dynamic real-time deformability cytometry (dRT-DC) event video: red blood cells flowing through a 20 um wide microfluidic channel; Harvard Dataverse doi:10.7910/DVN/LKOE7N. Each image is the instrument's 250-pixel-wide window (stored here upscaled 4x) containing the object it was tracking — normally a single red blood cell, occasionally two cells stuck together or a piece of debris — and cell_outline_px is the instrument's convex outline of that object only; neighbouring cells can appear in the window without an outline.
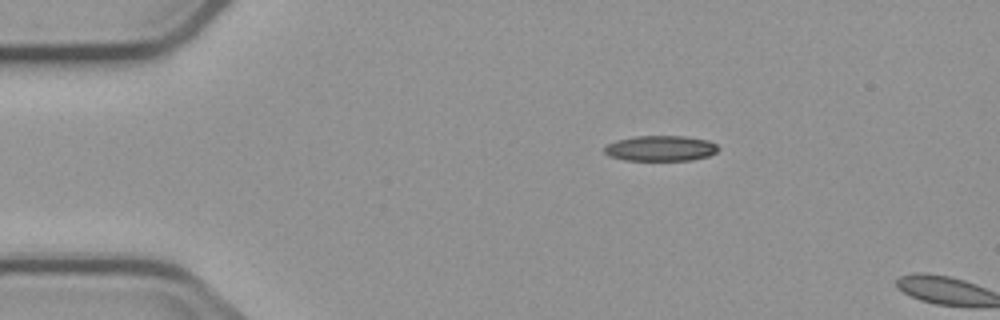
{"species": "common noctule bat (a hibernating species)", "species_latin": "Nyctalus noctula", "temperature_condition": "cold", "stored_images_in_passage": 3, "camera_frame_rate_fps": 3000, "um_per_image_px": 0.085, "animal": {"sex": "male", "body_mass_g": 23.1, "forearm_length_mm": 52.7}, "frame": {"image": 1, "passage_image": 2, "time_ms": 1.333, "image_size_px": [1000, 320], "cell_outline_px": [[720, 148], [716, 152], [708, 156], [692, 160], [624, 160], [612, 156], [604, 152], [604, 148], [608, 144], [616, 140], [636, 136], [684, 136], [708, 140], [716, 144]], "centroid_in_image_um": [56.18, 12.6], "position_along_channel_um": 28.8, "area_um2": 16.82}}